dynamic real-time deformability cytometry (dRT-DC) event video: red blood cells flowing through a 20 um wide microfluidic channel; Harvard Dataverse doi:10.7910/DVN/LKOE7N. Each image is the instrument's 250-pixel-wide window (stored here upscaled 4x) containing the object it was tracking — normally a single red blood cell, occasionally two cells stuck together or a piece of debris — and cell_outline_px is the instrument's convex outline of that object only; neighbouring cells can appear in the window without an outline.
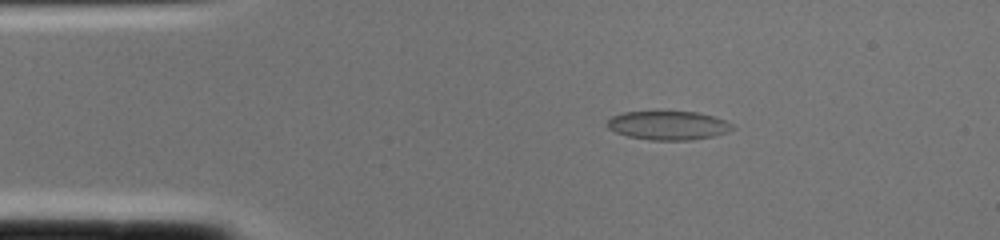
{"species": "common noctule bat (a hibernating species)", "species_latin": "Nyctalus noctula", "temperature_condition": "cold", "stored_images_in_passage": 1, "camera_frame_rate_fps": 3000, "um_per_image_px": 0.085, "animal": {"sex": "female", "body_mass_g": 22.0, "forearm_length_mm": 56.7}, "frame": {"image": 1, "passage_image": 1, "time_ms": 0.0, "image_size_px": [1000, 240], "cell_outline_px": [[736, 128], [728, 132], [712, 136], [692, 140], [648, 140], [628, 136], [616, 132], [608, 128], [604, 124], [612, 116], [624, 112], [696, 112], [712, 116], [724, 120], [732, 124]], "centroid_in_image_um": [56.78, 10.67], "position_along_channel_um": 28.2, "area_um2": 20.98}}